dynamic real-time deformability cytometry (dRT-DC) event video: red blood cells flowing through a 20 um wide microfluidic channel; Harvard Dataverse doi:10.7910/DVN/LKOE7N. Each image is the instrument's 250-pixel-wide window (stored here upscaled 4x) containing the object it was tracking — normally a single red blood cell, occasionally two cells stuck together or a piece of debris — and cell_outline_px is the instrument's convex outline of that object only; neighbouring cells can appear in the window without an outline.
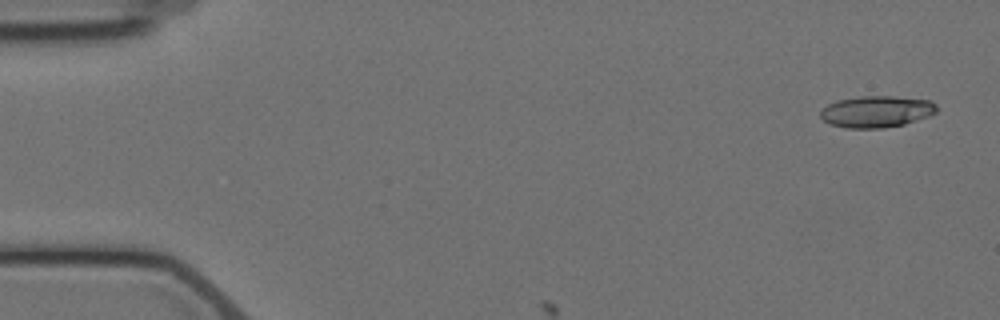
{"species": "Egyptian fruit bat (a non-hibernating species)", "species_latin": "Rousettus aegyptiacus", "temperature_condition": "cold", "stored_images_in_passage": 4, "camera_frame_rate_fps": 3000, "um_per_image_px": 0.085, "animal": {"sex": "female"}, "frame": {"image": 1, "passage_image": 1, "time_ms": 0.0, "image_size_px": [1000, 320], "cell_outline_px": [[936, 112], [928, 116], [904, 124], [884, 128], [848, 128], [832, 124], [824, 120], [820, 116], [820, 112], [828, 104], [836, 100], [860, 96], [892, 96], [932, 100], [936, 104]], "centroid_in_image_um": [74.51, 9.47], "position_along_channel_um": 10.5, "area_um2": 21.33}}